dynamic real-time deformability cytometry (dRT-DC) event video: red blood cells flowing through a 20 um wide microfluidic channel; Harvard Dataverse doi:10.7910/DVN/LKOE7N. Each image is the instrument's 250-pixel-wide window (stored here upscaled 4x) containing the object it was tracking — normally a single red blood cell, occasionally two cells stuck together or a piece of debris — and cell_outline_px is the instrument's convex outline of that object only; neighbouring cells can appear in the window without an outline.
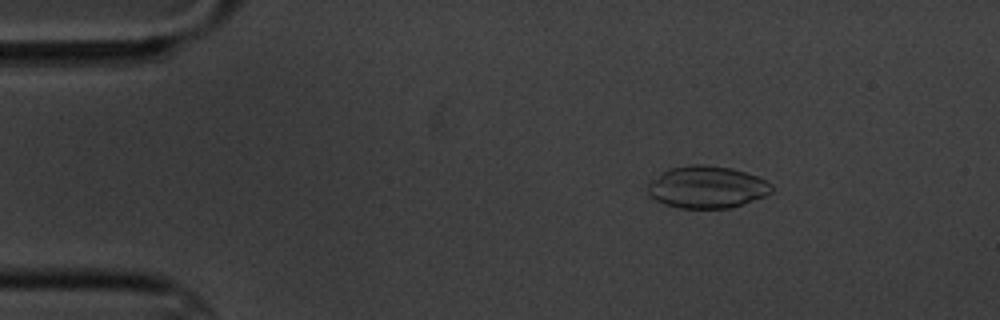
{"species": "common noctule bat (a hibernating species)", "species_latin": "Nyctalus noctula", "temperature_condition": "cold", "stored_images_in_passage": 5, "camera_frame_rate_fps": 3000, "um_per_image_px": 0.085, "animal": {"sex": "male", "body_mass_g": 20.1, "forearm_length_mm": 53.5}, "frame": {"image": 1, "passage_image": 3, "time_ms": 2.0, "image_size_px": [1000, 320], "cell_outline_px": [[772, 192], [764, 196], [744, 204], [732, 208], [680, 208], [664, 204], [656, 200], [648, 192], [648, 184], [652, 180], [668, 168], [692, 164], [704, 164], [732, 168], [756, 176], [772, 184]], "centroid_in_image_um": [60.09, 15.9], "position_along_channel_um": 24.9, "area_um2": 30.35}}
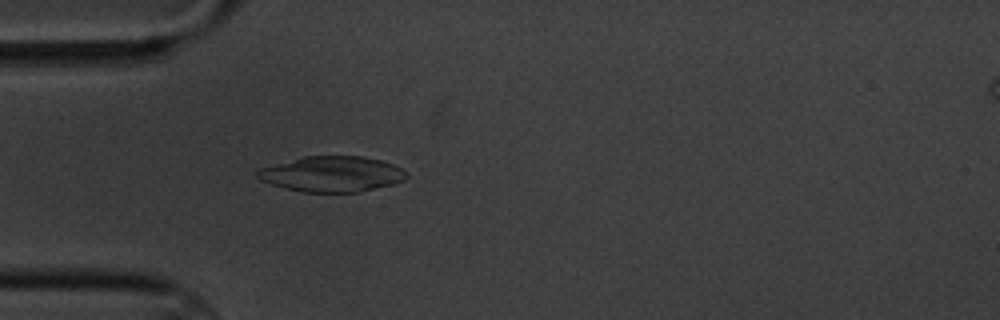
{"frame": {"image": 2, "passage_image": 5, "time_ms": 4.667, "image_size_px": [1000, 320], "cell_outline_px": [[408, 176], [404, 180], [396, 184], [356, 192], [300, 192], [284, 188], [260, 180], [256, 176], [256, 172], [260, 168], [304, 156], [364, 156], [380, 160], [392, 164], [408, 172]], "centroid_in_image_um": [28.23, 14.8], "position_along_channel_um": 56.8, "area_um2": 30.92}}